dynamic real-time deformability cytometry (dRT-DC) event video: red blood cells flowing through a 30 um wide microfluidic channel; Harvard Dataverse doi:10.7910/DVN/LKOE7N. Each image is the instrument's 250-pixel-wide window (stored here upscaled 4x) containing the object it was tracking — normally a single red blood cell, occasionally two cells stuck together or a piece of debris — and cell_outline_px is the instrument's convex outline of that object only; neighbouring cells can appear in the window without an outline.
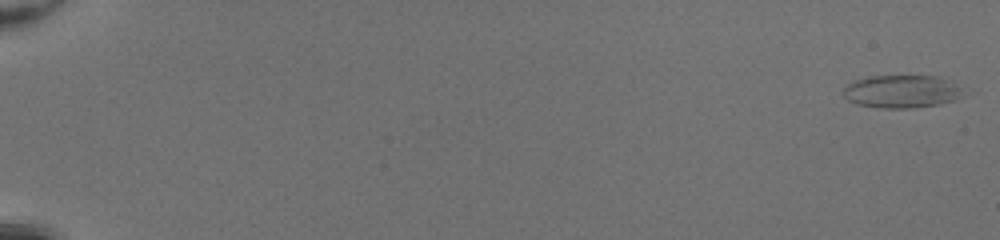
{"species": "common noctule bat (a hibernating species)", "species_latin": "Nyctalus noctula", "temperature_condition": "room temperature", "stored_images_in_passage": 51, "camera_frame_rate_fps": 3000, "um_per_image_px": 0.085, "animal": {"sex": "female", "body_mass_g": 20.0, "forearm_length_mm": 54.0}, "frame": {"image": 1, "passage_image": 1, "time_ms": 0.0, "image_size_px": [1000, 240], "cell_outline_px": [[956, 100], [940, 104], [912, 108], [884, 108], [856, 104], [848, 100], [840, 92], [844, 84], [868, 76], [940, 76], [952, 84], [956, 88]], "centroid_in_image_um": [76.47, 7.78], "position_along_channel_um": 8.5, "area_um2": 22.6}}
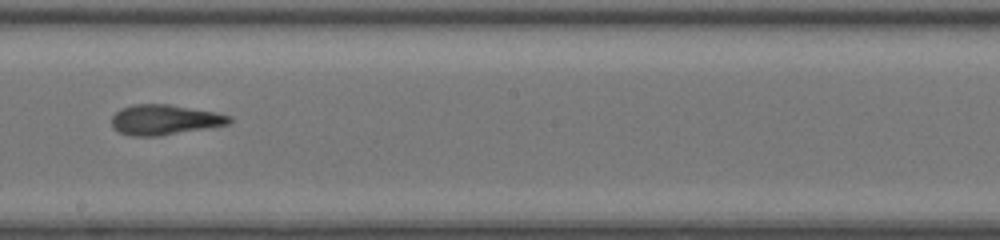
{"frame": {"image": 2, "passage_image": 32, "time_ms": 10.333, "image_size_px": [1000, 240], "cell_outline_px": [[232, 120], [228, 124], [208, 128], [160, 136], [132, 136], [120, 132], [112, 128], [112, 116], [120, 108], [132, 104], [168, 104], [216, 112], [232, 116]], "centroid_in_image_um": [13.98, 10.18], "position_along_channel_um": 234.2, "area_um2": 20.81}}
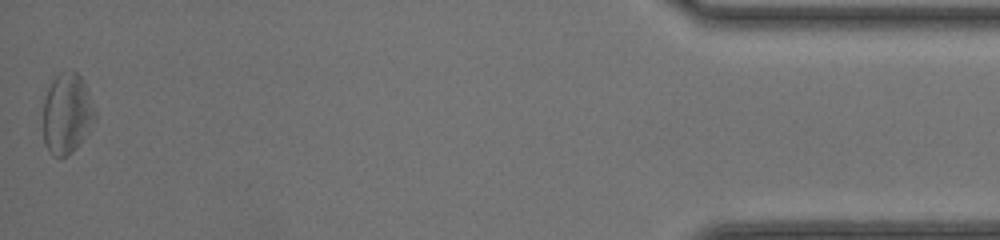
{"frame": {"image": 3, "passage_image": 51, "time_ms": 16.667, "image_size_px": [1000, 240], "cell_outline_px": [[96, 116], [88, 132], [76, 148], [68, 156], [52, 156], [48, 152], [44, 144], [44, 100], [48, 88], [52, 80], [60, 72], [76, 72], [80, 76], [88, 92], [96, 112]], "centroid_in_image_um": [5.68, 9.69], "position_along_channel_um": 429.5, "area_um2": 24.1}, "authors_computed_cell_mechanics": {"area_um2": 22.0796, "velocity_mm_per_s": 4.2819, "shape_relaxation_time_tau1_ms": 4.648, "shape_relaxation_time_tau2_ms": 4.0185, "deformation_change_tau1": 0.1469, "deformation_change_tau2": 0.1526}}